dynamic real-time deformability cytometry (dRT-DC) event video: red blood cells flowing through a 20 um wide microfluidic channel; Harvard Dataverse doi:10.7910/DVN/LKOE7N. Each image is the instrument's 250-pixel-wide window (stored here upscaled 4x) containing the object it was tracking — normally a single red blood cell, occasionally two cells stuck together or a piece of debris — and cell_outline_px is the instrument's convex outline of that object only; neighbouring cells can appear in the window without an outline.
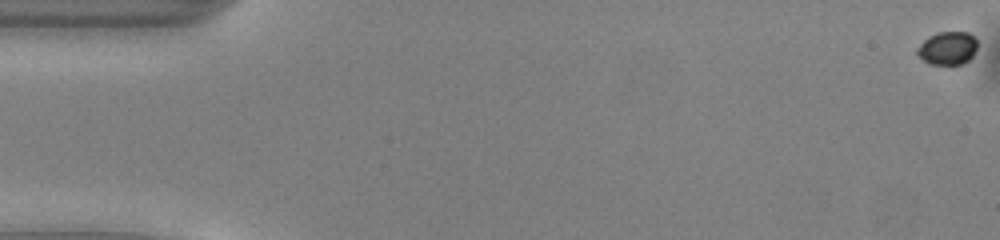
{"species": "common noctule bat (a hibernating species)", "species_latin": "Nyctalus noctula", "temperature_condition": "warm", "stored_images_in_passage": 17, "camera_frame_rate_fps": 3000, "um_per_image_px": 0.085, "animal": {"sex": "male", "body_mass_g": 13.0, "forearm_length_mm": 53.1}, "frame": {"image": 1, "passage_image": 1, "time_ms": 0.0, "image_size_px": [1000, 240], "cell_outline_px": [[976, 48], [972, 56], [964, 64], [952, 68], [932, 64], [924, 60], [916, 52], [916, 48], [928, 36], [936, 32], [968, 32], [976, 40]], "centroid_in_image_um": [80.54, 4.14], "position_along_channel_um": 4.5, "area_um2": 11.96}}
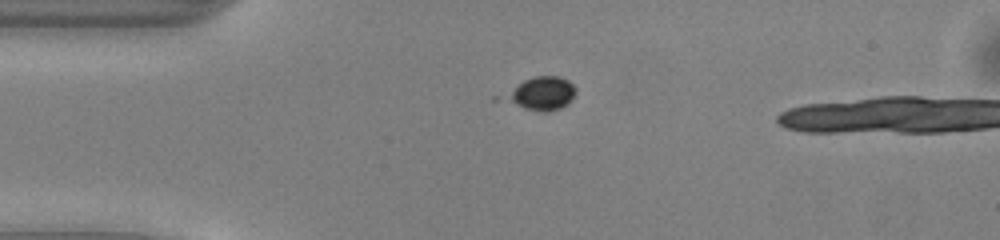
{"frame": {"image": 2, "passage_image": 13, "time_ms": 4.0, "image_size_px": [1000, 240], "cell_outline_px": [[576, 92], [568, 104], [560, 108], [548, 112], [540, 112], [524, 108], [508, 100], [504, 96], [524, 80], [536, 76], [560, 76], [568, 80], [576, 88]], "centroid_in_image_um": [46.12, 7.94], "position_along_channel_um": 38.9, "area_um2": 13.35}}